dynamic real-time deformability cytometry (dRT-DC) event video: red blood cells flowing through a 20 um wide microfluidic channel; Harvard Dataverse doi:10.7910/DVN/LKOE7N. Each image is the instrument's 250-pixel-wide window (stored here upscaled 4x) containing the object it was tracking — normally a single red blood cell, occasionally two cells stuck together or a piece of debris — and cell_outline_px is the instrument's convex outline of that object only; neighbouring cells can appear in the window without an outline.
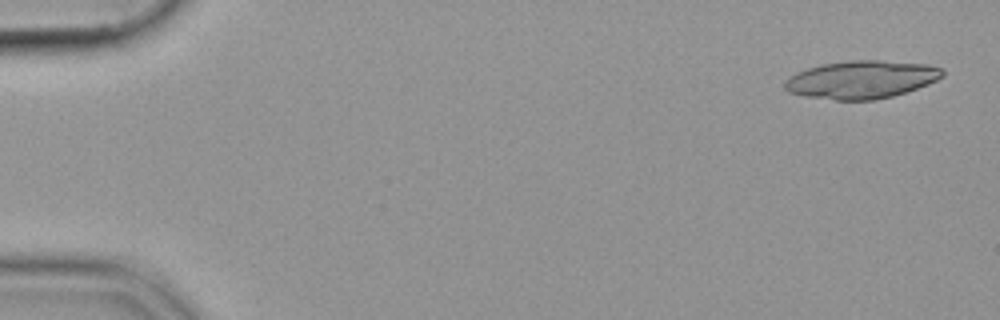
{"species": "common noctule bat (a hibernating species)", "species_latin": "Nyctalus noctula", "temperature_condition": "cold", "stored_images_in_passage": 15, "camera_frame_rate_fps": 3000, "um_per_image_px": 0.085, "animal": {"sex": "female", "body_mass_g": 19.9}, "frame": {"image": 1, "passage_image": 2, "time_ms": 0.333, "image_size_px": [1000, 320], "cell_outline_px": [[944, 76], [928, 84], [892, 96], [876, 100], [836, 100], [804, 96], [788, 92], [784, 88], [784, 80], [796, 72], [820, 64], [852, 60], [880, 60], [928, 64], [944, 68]], "centroid_in_image_um": [73.21, 6.76], "position_along_channel_um": 11.8, "area_um2": 35.03}}